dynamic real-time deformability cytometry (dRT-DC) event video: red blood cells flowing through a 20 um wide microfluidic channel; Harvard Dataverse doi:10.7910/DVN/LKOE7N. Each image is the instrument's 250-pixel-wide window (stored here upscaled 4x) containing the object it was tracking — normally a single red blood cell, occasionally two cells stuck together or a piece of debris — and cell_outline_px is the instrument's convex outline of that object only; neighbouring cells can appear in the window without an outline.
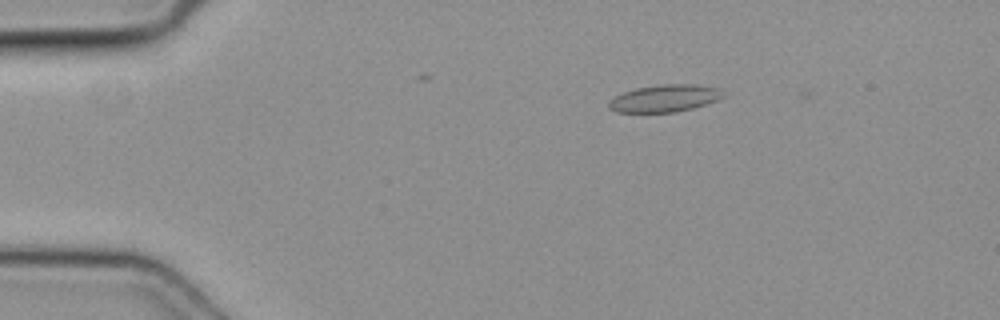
{"species": "common noctule bat (a hibernating species)", "species_latin": "Nyctalus noctula", "temperature_condition": "cold", "stored_images_in_passage": 4, "camera_frame_rate_fps": 3000, "um_per_image_px": 0.085, "animal": {"sex": "female", "body_mass_g": 19.3, "forearm_length_mm": 54.1}, "frame": {"image": 1, "passage_image": 2, "time_ms": 0.333, "image_size_px": [1000, 320], "cell_outline_px": [[724, 96], [716, 100], [692, 108], [676, 112], [616, 112], [608, 108], [608, 100], [624, 92], [636, 88], [660, 84], [696, 84], [720, 88], [724, 92]], "centroid_in_image_um": [56.49, 8.35], "position_along_channel_um": 28.5, "area_um2": 18.15}}